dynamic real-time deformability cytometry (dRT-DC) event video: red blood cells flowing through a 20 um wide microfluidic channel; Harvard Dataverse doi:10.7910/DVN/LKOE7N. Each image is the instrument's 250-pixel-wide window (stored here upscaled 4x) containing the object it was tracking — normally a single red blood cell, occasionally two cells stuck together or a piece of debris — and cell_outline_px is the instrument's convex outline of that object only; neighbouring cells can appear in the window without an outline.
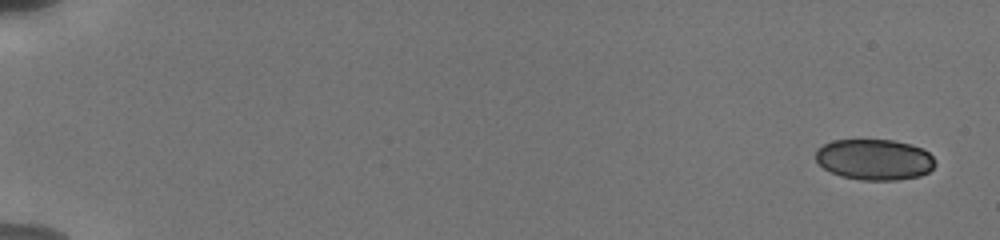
{"species": "human", "species_latin": "Homo sapiens", "temperature_condition": "cold", "stored_images_in_passage": 41, "camera_frame_rate_fps": 3000, "um_per_image_px": 0.085, "donor": {"sex": "male"}, "frame": {"image": 1, "passage_image": 1, "time_ms": 0.0, "image_size_px": [1000, 240], "cell_outline_px": [[936, 164], [928, 172], [920, 176], [896, 180], [860, 180], [840, 176], [824, 168], [816, 160], [816, 152], [824, 144], [832, 140], [892, 140], [912, 144], [924, 148], [936, 160]], "centroid_in_image_um": [74.37, 13.56], "position_along_channel_um": 10.6, "area_um2": 28.55}}
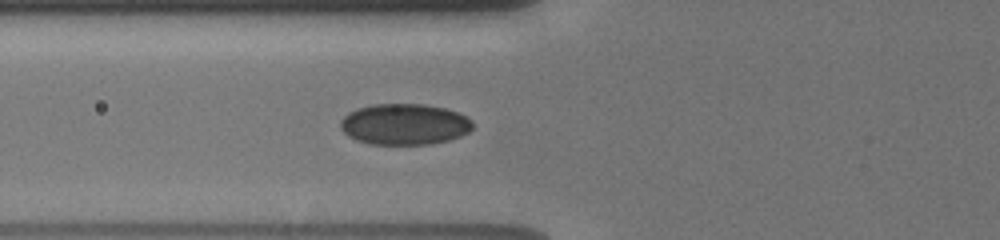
{"frame": {"image": 2, "passage_image": 16, "time_ms": 7.0, "image_size_px": [1000, 240], "cell_outline_px": [[472, 128], [468, 132], [460, 136], [448, 140], [428, 144], [368, 144], [356, 140], [348, 136], [340, 128], [340, 120], [348, 112], [356, 108], [372, 104], [424, 104], [444, 108], [468, 116], [472, 120]], "centroid_in_image_um": [34.35, 10.55], "position_along_channel_um": 91.4, "area_um2": 31.79}}
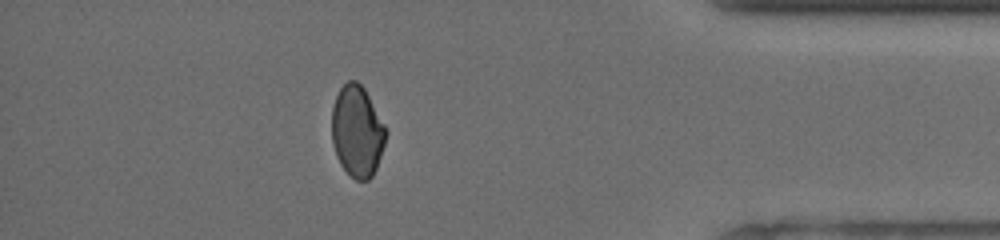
{"frame": {"image": 3, "passage_image": 36, "time_ms": 16.0, "image_size_px": [1000, 240], "cell_outline_px": [[388, 132], [376, 168], [372, 176], [368, 180], [356, 180], [340, 164], [336, 156], [332, 144], [332, 108], [336, 96], [340, 88], [348, 80], [356, 80], [364, 88], [384, 124]], "centroid_in_image_um": [30.35, 11.15], "position_along_channel_um": 404.9, "area_um2": 28.61}, "authors_computed_cell_mechanics": {"area_um2": 30.2872, "velocity_mm_per_s": 3.8054, "shape_relaxation_time_tau1_ms": 7.0661, "shape_relaxation_time_tau2_ms": 4.6498, "deformation_change_tau1": 0.1041, "deformation_change_tau2": 0.0514}}